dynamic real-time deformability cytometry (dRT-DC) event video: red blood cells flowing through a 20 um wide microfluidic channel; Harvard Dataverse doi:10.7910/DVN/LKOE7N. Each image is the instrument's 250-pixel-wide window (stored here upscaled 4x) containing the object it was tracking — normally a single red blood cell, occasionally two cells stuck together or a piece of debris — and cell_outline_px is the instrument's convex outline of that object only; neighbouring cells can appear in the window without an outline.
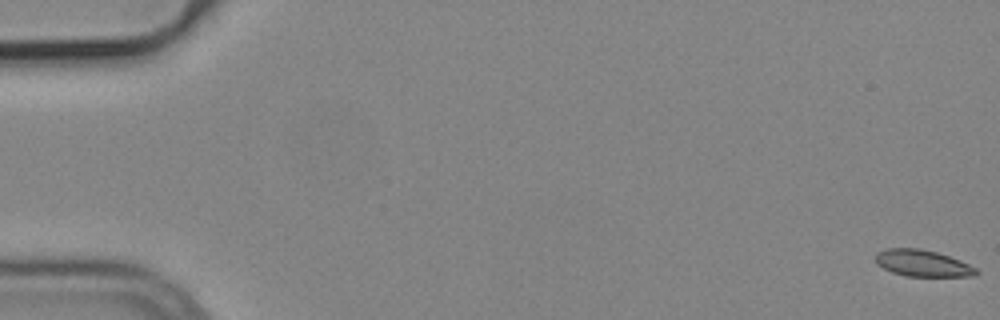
{"species": "common noctule bat (a hibernating species)", "species_latin": "Nyctalus noctula", "temperature_condition": "cold", "stored_images_in_passage": 55, "camera_frame_rate_fps": 3000, "um_per_image_px": 0.085, "animal": {"sex": "male", "body_mass_g": 19.2, "forearm_length_mm": 51.8}, "frame": {"image": 1, "passage_image": 1, "time_ms": 0.0, "image_size_px": [1000, 320], "cell_outline_px": [[980, 272], [976, 276], [908, 276], [892, 272], [876, 264], [876, 252], [888, 248], [920, 248], [936, 252], [960, 260], [976, 268]], "centroid_in_image_um": [78.42, 22.37], "position_along_channel_um": 6.6, "area_um2": 15.55}}
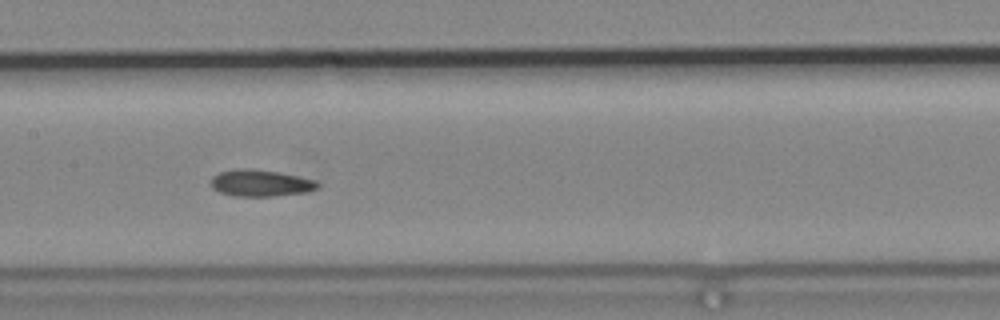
{"frame": {"image": 2, "passage_image": 28, "time_ms": 9.0, "image_size_px": [1000, 320], "cell_outline_px": [[320, 184], [316, 188], [308, 192], [272, 196], [236, 196], [220, 192], [212, 188], [212, 176], [220, 172], [236, 168], [252, 168], [300, 176], [316, 180]], "centroid_in_image_um": [22.16, 15.55], "position_along_channel_um": 185.2, "area_um2": 16.59}}
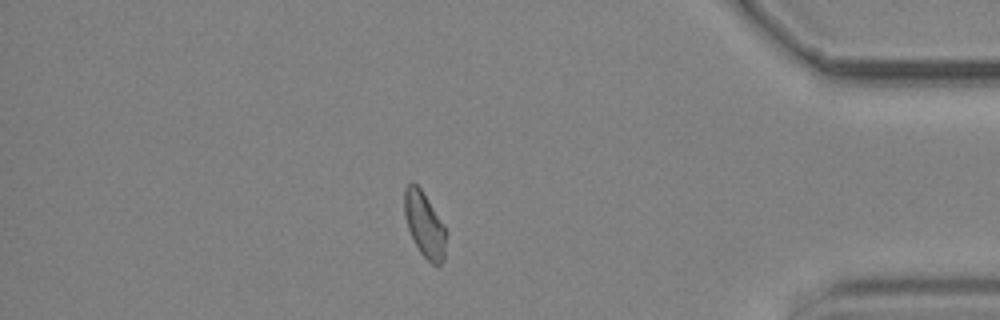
{"frame": {"image": 3, "passage_image": 48, "time_ms": 15.667, "image_size_px": [1000, 320], "cell_outline_px": [[448, 232], [444, 260], [440, 264], [432, 264], [420, 252], [408, 228], [404, 216], [404, 188], [412, 180], [420, 188], [444, 224]], "centroid_in_image_um": [36.1, 19.09], "position_along_channel_um": 399.1, "area_um2": 15.95}, "authors_computed_cell_mechanics": {"area_um2": 16.184, "velocity_mm_per_s": 3.7544, "shape_relaxation_time_tau1_ms": 10.8886, "shape_relaxation_time_tau2_ms": 7.0199, "deformation_change_tau1": 0.1685, "deformation_change_tau2": 0.1198}}